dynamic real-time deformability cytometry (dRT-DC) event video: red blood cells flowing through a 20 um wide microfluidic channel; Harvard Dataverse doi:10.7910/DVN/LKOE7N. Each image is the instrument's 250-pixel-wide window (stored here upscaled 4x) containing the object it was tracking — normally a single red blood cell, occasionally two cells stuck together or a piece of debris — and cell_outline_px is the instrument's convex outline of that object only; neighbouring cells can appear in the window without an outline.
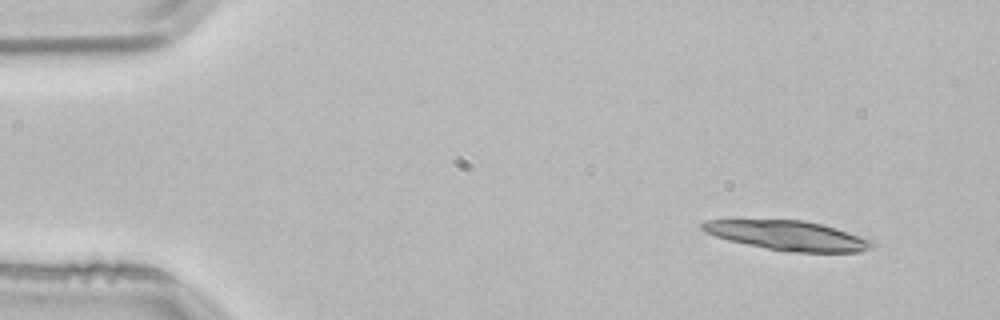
{"species": "common noctule bat (a hibernating species)", "species_latin": "Nyctalus noctula", "temperature_condition": "room temperature", "stored_images_in_passage": 3, "camera_frame_rate_fps": 3000, "um_per_image_px": 0.085, "animal": {"sex": "male", "body_mass_g": 21.5, "forearm_length_mm": 52.0}, "frame": {"image": 1, "passage_image": 1, "time_ms": 0.0, "image_size_px": [1000, 320], "cell_outline_px": [[876, 244], [872, 248], [860, 252], [796, 252], [768, 248], [728, 240], [704, 232], [700, 228], [700, 224], [708, 220], [728, 216], [732, 216], [804, 220], [836, 228], [872, 240]], "centroid_in_image_um": [66.82, 19.95], "position_along_channel_um": 18.2, "area_um2": 30.35}}